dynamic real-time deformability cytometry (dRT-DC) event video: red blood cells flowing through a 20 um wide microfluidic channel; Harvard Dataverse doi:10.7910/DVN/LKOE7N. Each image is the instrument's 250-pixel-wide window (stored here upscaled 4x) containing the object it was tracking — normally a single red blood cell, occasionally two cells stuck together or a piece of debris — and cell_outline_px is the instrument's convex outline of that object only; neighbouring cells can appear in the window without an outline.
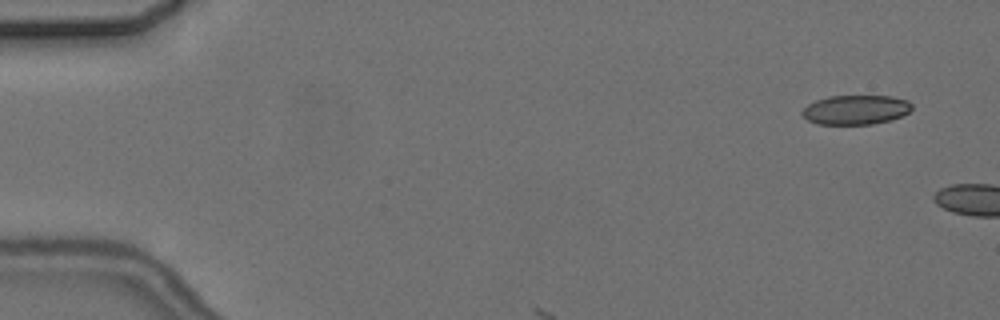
{"species": "common noctule bat (a hibernating species)", "species_latin": "Nyctalus noctula", "temperature_condition": "cold", "stored_images_in_passage": 5, "camera_frame_rate_fps": 3000, "um_per_image_px": 0.085, "animal": {"sex": "female", "body_mass_g": 24.6, "forearm_length_mm": 56.2}, "frame": {"image": 1, "passage_image": 2, "time_ms": 1.0, "image_size_px": [1000, 320], "cell_outline_px": [[912, 108], [908, 112], [892, 120], [872, 124], [816, 124], [808, 120], [800, 112], [808, 104], [816, 100], [828, 96], [892, 96], [908, 100], [912, 104]], "centroid_in_image_um": [72.74, 9.33], "position_along_channel_um": 12.3, "area_um2": 18.84}}
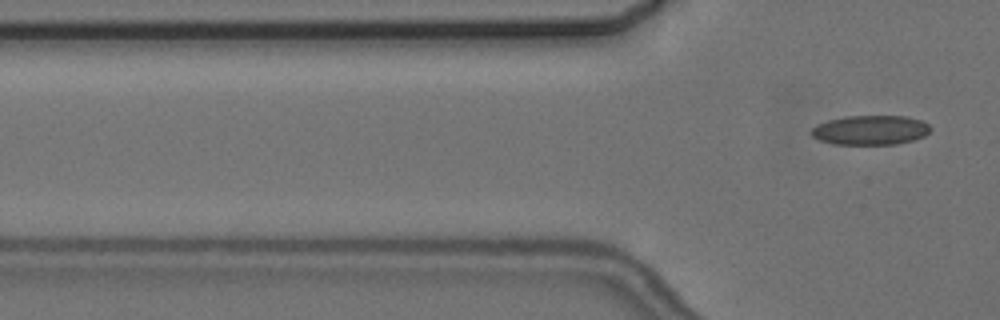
{"frame": {"image": 2, "passage_image": 5, "time_ms": 5.333, "image_size_px": [1000, 320], "cell_outline_px": [[932, 128], [924, 136], [912, 140], [896, 144], [832, 144], [820, 140], [812, 136], [808, 132], [816, 124], [828, 120], [844, 116], [908, 116], [920, 120], [928, 124]], "centroid_in_image_um": [73.95, 11.05], "position_along_channel_um": 51.8, "area_um2": 20.58}}